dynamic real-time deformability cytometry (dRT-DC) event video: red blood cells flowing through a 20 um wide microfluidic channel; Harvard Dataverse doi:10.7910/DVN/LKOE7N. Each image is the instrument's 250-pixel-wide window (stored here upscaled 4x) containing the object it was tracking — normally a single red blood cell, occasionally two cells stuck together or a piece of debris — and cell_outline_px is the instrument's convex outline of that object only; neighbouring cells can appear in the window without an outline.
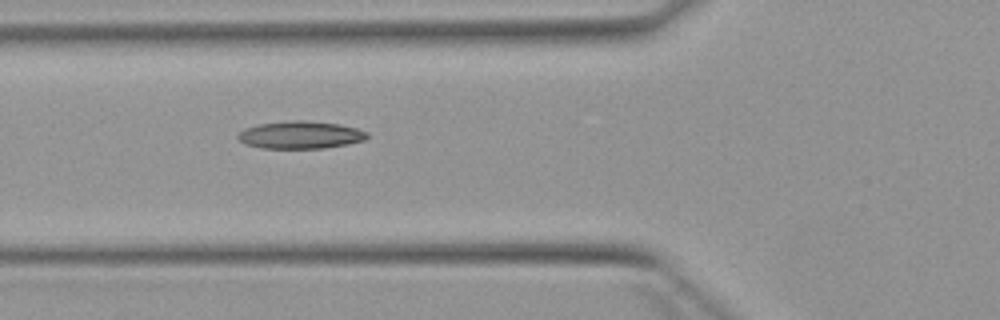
{"species": "Egyptian fruit bat (a non-hibernating species)", "species_latin": "Rousettus aegyptiacus", "temperature_condition": "warm", "stored_images_in_passage": 2, "camera_frame_rate_fps": 3000, "um_per_image_px": 0.085, "animal": {"sex": "female"}, "frame": {"image": 1, "passage_image": 2, "time_ms": 1.0, "image_size_px": [1000, 320], "cell_outline_px": [[368, 136], [364, 140], [348, 144], [324, 148], [264, 148], [244, 144], [236, 136], [244, 128], [256, 124], [284, 120], [304, 120], [340, 124], [356, 128], [368, 132]], "centroid_in_image_um": [25.51, 11.45], "position_along_channel_um": 100.3, "area_um2": 20.92}}